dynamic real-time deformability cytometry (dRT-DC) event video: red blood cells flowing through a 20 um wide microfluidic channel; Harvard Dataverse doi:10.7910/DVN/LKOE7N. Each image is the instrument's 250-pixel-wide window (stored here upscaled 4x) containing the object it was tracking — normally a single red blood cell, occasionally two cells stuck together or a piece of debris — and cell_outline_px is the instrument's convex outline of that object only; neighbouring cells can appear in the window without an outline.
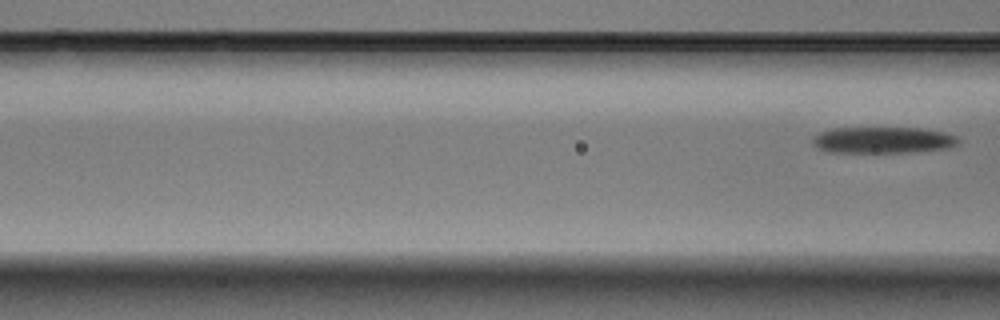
{"species": "Egyptian fruit bat (a non-hibernating species)", "species_latin": "Rousettus aegyptiacus", "temperature_condition": "warm", "stored_images_in_passage": 7, "segment_of_instrument_passage": [2, 2], "camera_frame_rate_fps": 3000, "um_per_image_px": 0.085, "animal": {"sex": "male"}, "frame": {"image": 1, "passage_image": 7, "time_ms": 2.0, "image_size_px": [1000, 320], "cell_outline_px": [[960, 140], [956, 144], [948, 148], [912, 152], [828, 152], [812, 144], [812, 136], [820, 132], [832, 128], [920, 128], [944, 132], [956, 136]], "centroid_in_image_um": [75.03, 11.9], "position_along_channel_um": 91.6, "area_um2": 22.37}}